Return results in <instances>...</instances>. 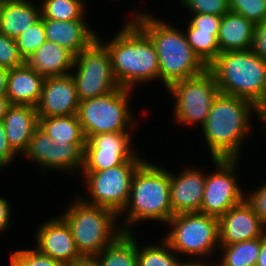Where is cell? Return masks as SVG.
Segmentation results:
<instances>
[{"instance_id":"b9f144b4","label":"cell","mask_w":266,"mask_h":266,"mask_svg":"<svg viewBox=\"0 0 266 266\" xmlns=\"http://www.w3.org/2000/svg\"><path fill=\"white\" fill-rule=\"evenodd\" d=\"M256 266H266V231L261 236V248Z\"/></svg>"},{"instance_id":"681fc988","label":"cell","mask_w":266,"mask_h":266,"mask_svg":"<svg viewBox=\"0 0 266 266\" xmlns=\"http://www.w3.org/2000/svg\"><path fill=\"white\" fill-rule=\"evenodd\" d=\"M3 0H0V13H1V7H2V4H3Z\"/></svg>"},{"instance_id":"7dc6e473","label":"cell","mask_w":266,"mask_h":266,"mask_svg":"<svg viewBox=\"0 0 266 266\" xmlns=\"http://www.w3.org/2000/svg\"><path fill=\"white\" fill-rule=\"evenodd\" d=\"M10 266H23V265L11 254Z\"/></svg>"},{"instance_id":"2e32d148","label":"cell","mask_w":266,"mask_h":266,"mask_svg":"<svg viewBox=\"0 0 266 266\" xmlns=\"http://www.w3.org/2000/svg\"><path fill=\"white\" fill-rule=\"evenodd\" d=\"M79 104L74 78L67 74L45 78L36 110L39 117L68 116L77 114Z\"/></svg>"},{"instance_id":"5b68a950","label":"cell","mask_w":266,"mask_h":266,"mask_svg":"<svg viewBox=\"0 0 266 266\" xmlns=\"http://www.w3.org/2000/svg\"><path fill=\"white\" fill-rule=\"evenodd\" d=\"M220 93L253 102L266 115V60L251 49L220 53L208 66Z\"/></svg>"},{"instance_id":"44dd1931","label":"cell","mask_w":266,"mask_h":266,"mask_svg":"<svg viewBox=\"0 0 266 266\" xmlns=\"http://www.w3.org/2000/svg\"><path fill=\"white\" fill-rule=\"evenodd\" d=\"M74 58L68 49L47 40L25 63L46 78L71 74Z\"/></svg>"},{"instance_id":"836d02e7","label":"cell","mask_w":266,"mask_h":266,"mask_svg":"<svg viewBox=\"0 0 266 266\" xmlns=\"http://www.w3.org/2000/svg\"><path fill=\"white\" fill-rule=\"evenodd\" d=\"M189 13L223 16L230 12L229 0H180Z\"/></svg>"},{"instance_id":"7c38bea8","label":"cell","mask_w":266,"mask_h":266,"mask_svg":"<svg viewBox=\"0 0 266 266\" xmlns=\"http://www.w3.org/2000/svg\"><path fill=\"white\" fill-rule=\"evenodd\" d=\"M216 169L206 174L200 213L220 218L233 206L245 200L237 180L238 159L211 158ZM243 191V193H242Z\"/></svg>"},{"instance_id":"60d3db41","label":"cell","mask_w":266,"mask_h":266,"mask_svg":"<svg viewBox=\"0 0 266 266\" xmlns=\"http://www.w3.org/2000/svg\"><path fill=\"white\" fill-rule=\"evenodd\" d=\"M11 206L5 198L0 195V232H5L11 225Z\"/></svg>"},{"instance_id":"7a4b0ae2","label":"cell","mask_w":266,"mask_h":266,"mask_svg":"<svg viewBox=\"0 0 266 266\" xmlns=\"http://www.w3.org/2000/svg\"><path fill=\"white\" fill-rule=\"evenodd\" d=\"M133 14L130 20L150 37L156 48L159 80L163 82L164 88L197 76L208 68L191 49L183 29H177L171 23L155 18L152 14L142 11Z\"/></svg>"},{"instance_id":"c3c4849f","label":"cell","mask_w":266,"mask_h":266,"mask_svg":"<svg viewBox=\"0 0 266 266\" xmlns=\"http://www.w3.org/2000/svg\"><path fill=\"white\" fill-rule=\"evenodd\" d=\"M4 2L5 1H28V0H3Z\"/></svg>"},{"instance_id":"52a82bcc","label":"cell","mask_w":266,"mask_h":266,"mask_svg":"<svg viewBox=\"0 0 266 266\" xmlns=\"http://www.w3.org/2000/svg\"><path fill=\"white\" fill-rule=\"evenodd\" d=\"M167 224L171 229L162 239L177 254L190 255L186 262L213 257L220 247L219 218L200 212H183L175 214Z\"/></svg>"},{"instance_id":"f6af8a7d","label":"cell","mask_w":266,"mask_h":266,"mask_svg":"<svg viewBox=\"0 0 266 266\" xmlns=\"http://www.w3.org/2000/svg\"><path fill=\"white\" fill-rule=\"evenodd\" d=\"M9 99L6 95H0V121H3V118L6 114L7 109L10 106Z\"/></svg>"},{"instance_id":"d590c367","label":"cell","mask_w":266,"mask_h":266,"mask_svg":"<svg viewBox=\"0 0 266 266\" xmlns=\"http://www.w3.org/2000/svg\"><path fill=\"white\" fill-rule=\"evenodd\" d=\"M23 266H64L50 256L40 253L37 249H21L11 253Z\"/></svg>"},{"instance_id":"277c9868","label":"cell","mask_w":266,"mask_h":266,"mask_svg":"<svg viewBox=\"0 0 266 266\" xmlns=\"http://www.w3.org/2000/svg\"><path fill=\"white\" fill-rule=\"evenodd\" d=\"M126 213L127 215L123 214ZM126 216L123 232L132 233L140 221L166 223L175 215L170 203V171L145 160L135 171L128 203L119 214Z\"/></svg>"},{"instance_id":"7bdbcfd3","label":"cell","mask_w":266,"mask_h":266,"mask_svg":"<svg viewBox=\"0 0 266 266\" xmlns=\"http://www.w3.org/2000/svg\"><path fill=\"white\" fill-rule=\"evenodd\" d=\"M9 69L0 67V95H6Z\"/></svg>"},{"instance_id":"e575fe53","label":"cell","mask_w":266,"mask_h":266,"mask_svg":"<svg viewBox=\"0 0 266 266\" xmlns=\"http://www.w3.org/2000/svg\"><path fill=\"white\" fill-rule=\"evenodd\" d=\"M25 63L20 55L16 40L0 32V67L13 69Z\"/></svg>"},{"instance_id":"f35d334b","label":"cell","mask_w":266,"mask_h":266,"mask_svg":"<svg viewBox=\"0 0 266 266\" xmlns=\"http://www.w3.org/2000/svg\"><path fill=\"white\" fill-rule=\"evenodd\" d=\"M251 50L263 60H266V19L255 24Z\"/></svg>"},{"instance_id":"d4e9b609","label":"cell","mask_w":266,"mask_h":266,"mask_svg":"<svg viewBox=\"0 0 266 266\" xmlns=\"http://www.w3.org/2000/svg\"><path fill=\"white\" fill-rule=\"evenodd\" d=\"M134 235L133 232H123L94 256L98 266H137V239Z\"/></svg>"},{"instance_id":"9a60e30c","label":"cell","mask_w":266,"mask_h":266,"mask_svg":"<svg viewBox=\"0 0 266 266\" xmlns=\"http://www.w3.org/2000/svg\"><path fill=\"white\" fill-rule=\"evenodd\" d=\"M265 231L266 224L245 199L219 218V245L230 246L259 238Z\"/></svg>"},{"instance_id":"ffe728a7","label":"cell","mask_w":266,"mask_h":266,"mask_svg":"<svg viewBox=\"0 0 266 266\" xmlns=\"http://www.w3.org/2000/svg\"><path fill=\"white\" fill-rule=\"evenodd\" d=\"M45 77L26 63L9 69L7 93L10 104L36 107L41 97Z\"/></svg>"},{"instance_id":"484cf974","label":"cell","mask_w":266,"mask_h":266,"mask_svg":"<svg viewBox=\"0 0 266 266\" xmlns=\"http://www.w3.org/2000/svg\"><path fill=\"white\" fill-rule=\"evenodd\" d=\"M261 248V237L245 240L230 246H220L222 249L220 266H256ZM221 261V262H220Z\"/></svg>"},{"instance_id":"603a6c76","label":"cell","mask_w":266,"mask_h":266,"mask_svg":"<svg viewBox=\"0 0 266 266\" xmlns=\"http://www.w3.org/2000/svg\"><path fill=\"white\" fill-rule=\"evenodd\" d=\"M41 18V8L34 1H5L0 13V32L16 38Z\"/></svg>"},{"instance_id":"83f0119b","label":"cell","mask_w":266,"mask_h":266,"mask_svg":"<svg viewBox=\"0 0 266 266\" xmlns=\"http://www.w3.org/2000/svg\"><path fill=\"white\" fill-rule=\"evenodd\" d=\"M160 242L145 247L137 243V266H186L164 239Z\"/></svg>"},{"instance_id":"f1b7e54d","label":"cell","mask_w":266,"mask_h":266,"mask_svg":"<svg viewBox=\"0 0 266 266\" xmlns=\"http://www.w3.org/2000/svg\"><path fill=\"white\" fill-rule=\"evenodd\" d=\"M184 33L191 49L208 67L220 54L217 42L218 31H205L193 28L189 23Z\"/></svg>"},{"instance_id":"8fae6325","label":"cell","mask_w":266,"mask_h":266,"mask_svg":"<svg viewBox=\"0 0 266 266\" xmlns=\"http://www.w3.org/2000/svg\"><path fill=\"white\" fill-rule=\"evenodd\" d=\"M173 97L175 122L202 126L218 95L219 88L213 73L207 68L201 74L175 82L167 88Z\"/></svg>"},{"instance_id":"cb8c5ba5","label":"cell","mask_w":266,"mask_h":266,"mask_svg":"<svg viewBox=\"0 0 266 266\" xmlns=\"http://www.w3.org/2000/svg\"><path fill=\"white\" fill-rule=\"evenodd\" d=\"M39 128L43 130L55 144H86V137L77 114L39 117Z\"/></svg>"},{"instance_id":"74e56055","label":"cell","mask_w":266,"mask_h":266,"mask_svg":"<svg viewBox=\"0 0 266 266\" xmlns=\"http://www.w3.org/2000/svg\"><path fill=\"white\" fill-rule=\"evenodd\" d=\"M254 212L266 224V182L251 194L245 195Z\"/></svg>"},{"instance_id":"5bb4252c","label":"cell","mask_w":266,"mask_h":266,"mask_svg":"<svg viewBox=\"0 0 266 266\" xmlns=\"http://www.w3.org/2000/svg\"><path fill=\"white\" fill-rule=\"evenodd\" d=\"M35 237L37 244L35 249L63 265L83 257L77 249L70 226L60 215L43 221Z\"/></svg>"},{"instance_id":"bcb514c9","label":"cell","mask_w":266,"mask_h":266,"mask_svg":"<svg viewBox=\"0 0 266 266\" xmlns=\"http://www.w3.org/2000/svg\"><path fill=\"white\" fill-rule=\"evenodd\" d=\"M217 264H209L206 261L202 262V261H192V262H187L186 266H220L218 262H216Z\"/></svg>"},{"instance_id":"4dcf8cb0","label":"cell","mask_w":266,"mask_h":266,"mask_svg":"<svg viewBox=\"0 0 266 266\" xmlns=\"http://www.w3.org/2000/svg\"><path fill=\"white\" fill-rule=\"evenodd\" d=\"M84 149L85 144H56V171H66L70 175L82 171Z\"/></svg>"},{"instance_id":"4316f807","label":"cell","mask_w":266,"mask_h":266,"mask_svg":"<svg viewBox=\"0 0 266 266\" xmlns=\"http://www.w3.org/2000/svg\"><path fill=\"white\" fill-rule=\"evenodd\" d=\"M25 158L34 161L41 167V172L56 170V144L39 127L32 135L28 150L23 154Z\"/></svg>"},{"instance_id":"6da1fadb","label":"cell","mask_w":266,"mask_h":266,"mask_svg":"<svg viewBox=\"0 0 266 266\" xmlns=\"http://www.w3.org/2000/svg\"><path fill=\"white\" fill-rule=\"evenodd\" d=\"M252 113H256L255 116L262 122V129L265 127V130L266 115L253 102L218 93L201 126L211 158L238 159L242 155L241 147L250 134Z\"/></svg>"},{"instance_id":"7402d4cb","label":"cell","mask_w":266,"mask_h":266,"mask_svg":"<svg viewBox=\"0 0 266 266\" xmlns=\"http://www.w3.org/2000/svg\"><path fill=\"white\" fill-rule=\"evenodd\" d=\"M255 24L242 15L227 12L222 16L217 42L220 53L252 48Z\"/></svg>"},{"instance_id":"d6986e66","label":"cell","mask_w":266,"mask_h":266,"mask_svg":"<svg viewBox=\"0 0 266 266\" xmlns=\"http://www.w3.org/2000/svg\"><path fill=\"white\" fill-rule=\"evenodd\" d=\"M46 39L63 46L74 55L87 48L98 36L86 20L59 21L42 18Z\"/></svg>"},{"instance_id":"9c48e42d","label":"cell","mask_w":266,"mask_h":266,"mask_svg":"<svg viewBox=\"0 0 266 266\" xmlns=\"http://www.w3.org/2000/svg\"><path fill=\"white\" fill-rule=\"evenodd\" d=\"M138 155L137 152L130 160L106 170L80 171L91 199L78 197L88 204L108 208L119 215L128 203L133 175L146 160Z\"/></svg>"},{"instance_id":"8d00e7d4","label":"cell","mask_w":266,"mask_h":266,"mask_svg":"<svg viewBox=\"0 0 266 266\" xmlns=\"http://www.w3.org/2000/svg\"><path fill=\"white\" fill-rule=\"evenodd\" d=\"M191 20L189 24L193 28H197L205 31H219L222 16L202 14V13H191Z\"/></svg>"},{"instance_id":"ac0fdd59","label":"cell","mask_w":266,"mask_h":266,"mask_svg":"<svg viewBox=\"0 0 266 266\" xmlns=\"http://www.w3.org/2000/svg\"><path fill=\"white\" fill-rule=\"evenodd\" d=\"M3 126L9 145L18 154L28 150L32 135L39 127L36 107L11 104L3 118Z\"/></svg>"},{"instance_id":"30bf717a","label":"cell","mask_w":266,"mask_h":266,"mask_svg":"<svg viewBox=\"0 0 266 266\" xmlns=\"http://www.w3.org/2000/svg\"><path fill=\"white\" fill-rule=\"evenodd\" d=\"M73 69L75 71L72 70L71 75L79 101L107 94L120 87L113 73L109 51L98 38L75 55Z\"/></svg>"},{"instance_id":"1f68e13d","label":"cell","mask_w":266,"mask_h":266,"mask_svg":"<svg viewBox=\"0 0 266 266\" xmlns=\"http://www.w3.org/2000/svg\"><path fill=\"white\" fill-rule=\"evenodd\" d=\"M15 40L20 55L26 60L47 41L42 18L18 35Z\"/></svg>"},{"instance_id":"f546056e","label":"cell","mask_w":266,"mask_h":266,"mask_svg":"<svg viewBox=\"0 0 266 266\" xmlns=\"http://www.w3.org/2000/svg\"><path fill=\"white\" fill-rule=\"evenodd\" d=\"M41 2V18L59 21L85 20L84 0H43Z\"/></svg>"},{"instance_id":"4fadbf2b","label":"cell","mask_w":266,"mask_h":266,"mask_svg":"<svg viewBox=\"0 0 266 266\" xmlns=\"http://www.w3.org/2000/svg\"><path fill=\"white\" fill-rule=\"evenodd\" d=\"M130 132L101 133L88 136L82 171H98L123 164L136 153Z\"/></svg>"},{"instance_id":"d6a6232c","label":"cell","mask_w":266,"mask_h":266,"mask_svg":"<svg viewBox=\"0 0 266 266\" xmlns=\"http://www.w3.org/2000/svg\"><path fill=\"white\" fill-rule=\"evenodd\" d=\"M230 11L258 24L266 19V0H229Z\"/></svg>"},{"instance_id":"3957f363","label":"cell","mask_w":266,"mask_h":266,"mask_svg":"<svg viewBox=\"0 0 266 266\" xmlns=\"http://www.w3.org/2000/svg\"><path fill=\"white\" fill-rule=\"evenodd\" d=\"M111 56L114 76L120 87L133 90L139 83L159 81V61L150 37L128 20L110 42L104 43Z\"/></svg>"},{"instance_id":"e0dca14e","label":"cell","mask_w":266,"mask_h":266,"mask_svg":"<svg viewBox=\"0 0 266 266\" xmlns=\"http://www.w3.org/2000/svg\"><path fill=\"white\" fill-rule=\"evenodd\" d=\"M202 170L192 166L176 175L170 171V203L174 214L200 211L206 180Z\"/></svg>"},{"instance_id":"ab89813d","label":"cell","mask_w":266,"mask_h":266,"mask_svg":"<svg viewBox=\"0 0 266 266\" xmlns=\"http://www.w3.org/2000/svg\"><path fill=\"white\" fill-rule=\"evenodd\" d=\"M18 155L9 145L2 121H0V168L9 166Z\"/></svg>"},{"instance_id":"ba28073f","label":"cell","mask_w":266,"mask_h":266,"mask_svg":"<svg viewBox=\"0 0 266 266\" xmlns=\"http://www.w3.org/2000/svg\"><path fill=\"white\" fill-rule=\"evenodd\" d=\"M132 91L118 87L107 94L80 101L77 116L85 137L131 132L129 127L136 125L129 106Z\"/></svg>"},{"instance_id":"8992f818","label":"cell","mask_w":266,"mask_h":266,"mask_svg":"<svg viewBox=\"0 0 266 266\" xmlns=\"http://www.w3.org/2000/svg\"><path fill=\"white\" fill-rule=\"evenodd\" d=\"M68 207L60 216L70 226L77 249L84 257L96 256L123 233L117 225L120 217L113 210L88 204L77 196Z\"/></svg>"},{"instance_id":"ee69618b","label":"cell","mask_w":266,"mask_h":266,"mask_svg":"<svg viewBox=\"0 0 266 266\" xmlns=\"http://www.w3.org/2000/svg\"><path fill=\"white\" fill-rule=\"evenodd\" d=\"M66 266H98V264L95 257L83 256L82 258L75 260Z\"/></svg>"}]
</instances>
